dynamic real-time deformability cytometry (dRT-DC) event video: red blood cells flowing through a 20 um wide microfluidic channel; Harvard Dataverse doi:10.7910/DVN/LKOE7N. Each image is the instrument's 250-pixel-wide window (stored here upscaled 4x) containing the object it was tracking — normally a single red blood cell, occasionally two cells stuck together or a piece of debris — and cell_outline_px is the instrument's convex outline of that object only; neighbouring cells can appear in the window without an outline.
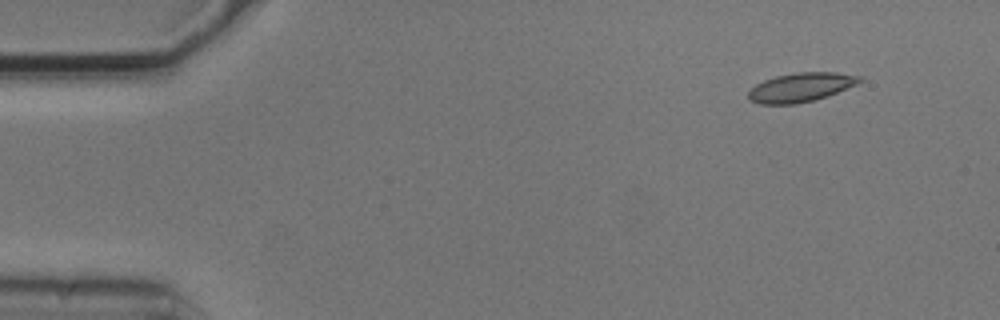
{"species": "common noctule bat (a hibernating species)", "species_latin": "Nyctalus noctula", "temperature_condition": "cold", "stored_images_in_passage": 4, "camera_frame_rate_fps": 3000, "um_per_image_px": 0.085, "animal": {"sex": "male", "body_mass_g": 20.5, "forearm_length_mm": 52.5}, "frame": {"image": 1, "passage_image": 2, "time_ms": 0.333, "image_size_px": [1000, 320], "cell_outline_px": [[864, 80], [856, 84], [816, 100], [796, 104], [760, 104], [748, 100], [748, 92], [756, 84], [764, 80], [776, 76], [796, 72], [836, 72], [860, 76]], "centroid_in_image_um": [68.04, 7.42], "position_along_channel_um": 17.0, "area_um2": 18.79}}
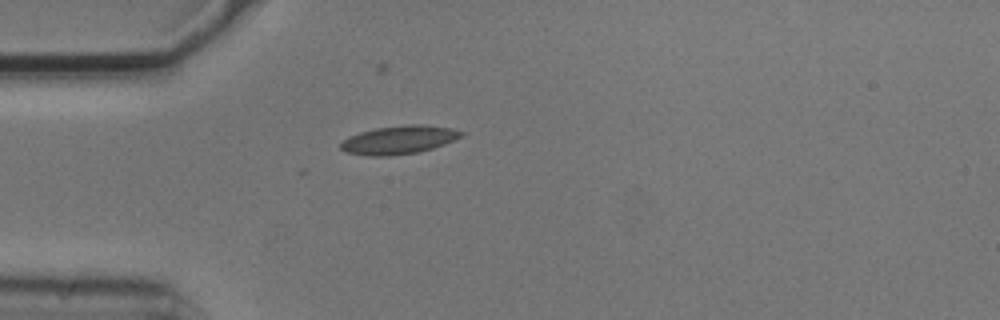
{"frame": {"image": 2, "passage_image": 4, "time_ms": 1.0, "image_size_px": [1000, 320], "cell_outline_px": [[464, 136], [456, 140], [420, 152], [388, 156], [368, 156], [344, 152], [340, 148], [340, 144], [348, 136], [360, 132], [376, 128], [408, 124], [420, 124], [452, 128], [464, 132]], "centroid_in_image_um": [33.92, 11.89], "position_along_channel_um": 51.1, "area_um2": 20.11}}